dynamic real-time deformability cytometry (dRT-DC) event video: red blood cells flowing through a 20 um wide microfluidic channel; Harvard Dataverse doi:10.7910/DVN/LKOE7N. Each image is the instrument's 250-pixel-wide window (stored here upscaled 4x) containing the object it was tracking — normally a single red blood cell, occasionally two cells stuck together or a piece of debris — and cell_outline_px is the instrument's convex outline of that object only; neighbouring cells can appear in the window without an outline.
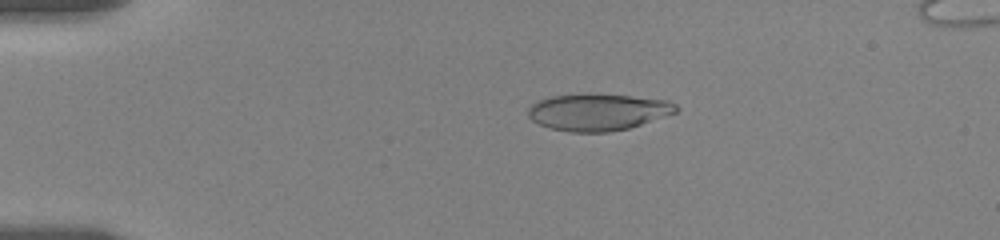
{"species": "human", "species_latin": "Homo sapiens", "temperature_condition": "room temperature", "stored_images_in_passage": 54, "camera_frame_rate_fps": 3000, "um_per_image_px": 0.085, "donor": {"sex": "female"}, "frame": {"image": 1, "passage_image": 11, "time_ms": 3.333, "image_size_px": [1000, 240], "cell_outline_px": [[680, 108], [676, 112], [628, 128], [608, 132], [572, 132], [552, 128], [540, 124], [532, 120], [528, 116], [528, 108], [532, 104], [548, 96], [588, 92], [632, 96], [668, 100], [676, 104]], "centroid_in_image_um": [50.81, 9.49], "position_along_channel_um": 34.2, "area_um2": 31.96}}
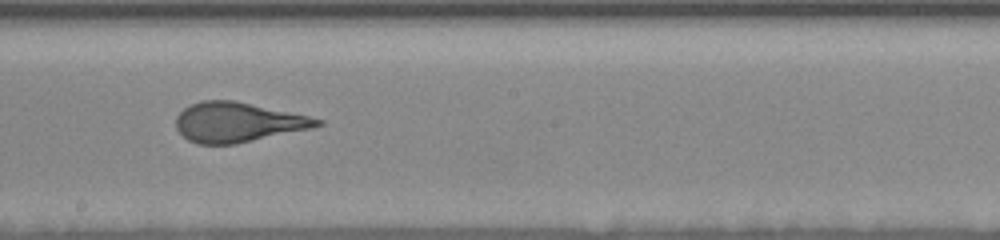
{"frame": {"image": 2, "passage_image": 31, "time_ms": 10.0, "image_size_px": [1000, 240], "cell_outline_px": [[324, 124], [312, 128], [236, 144], [196, 144], [188, 140], [176, 128], [176, 116], [184, 108], [200, 100], [232, 100], [308, 116], [324, 120]], "centroid_in_image_um": [20.19, 10.4], "position_along_channel_um": 228.0, "area_um2": 32.48}}
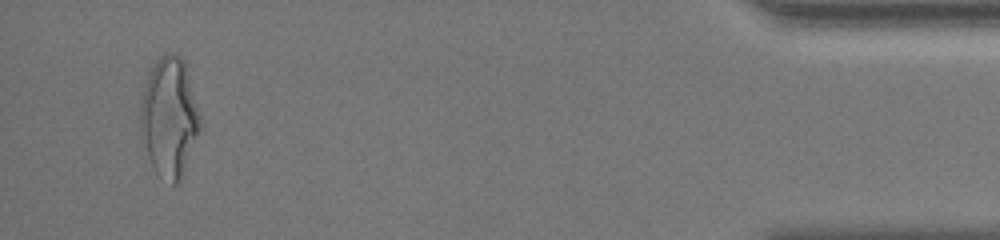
{"frame": {"image": 3, "passage_image": 52, "time_ms": 17.0, "image_size_px": [1000, 240], "cell_outline_px": [[204, 124], [184, 172], [180, 180], [176, 184], [172, 184], [156, 172], [152, 168], [140, 144], [140, 108], [144, 88], [148, 76], [152, 68], [160, 56], [172, 52], [180, 56], [184, 60]], "centroid_in_image_um": [14.41, 10.02], "position_along_channel_um": 420.8, "area_um2": 42.43}, "authors_computed_cell_mechanics": {"area_um2": 33.0327, "velocity_mm_per_s": 3.5335, "shape_relaxation_time_tau1_ms": 4.5594, "shape_relaxation_time_tau2_ms": 0.7294, "deformation_change_tau1": 0.21, "deformation_change_tau2": 0.0792}}